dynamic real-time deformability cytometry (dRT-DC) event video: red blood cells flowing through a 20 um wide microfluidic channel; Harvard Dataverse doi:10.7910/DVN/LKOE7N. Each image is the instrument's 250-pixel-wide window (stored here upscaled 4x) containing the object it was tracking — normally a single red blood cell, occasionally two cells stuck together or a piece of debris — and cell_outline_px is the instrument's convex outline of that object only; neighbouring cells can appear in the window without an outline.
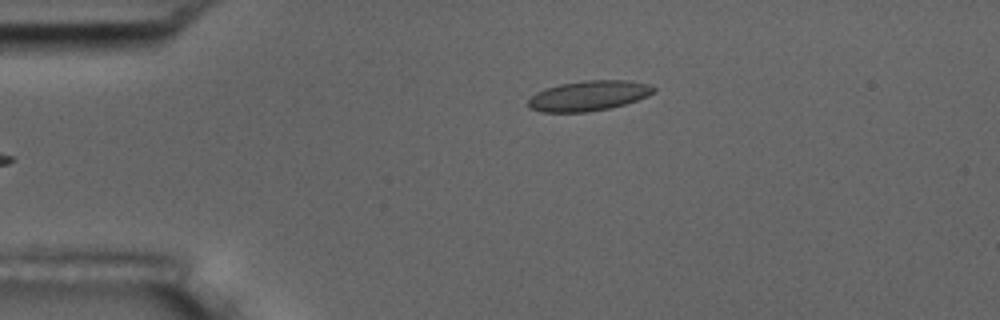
{"species": "common noctule bat (a hibernating species)", "species_latin": "Nyctalus noctula", "temperature_condition": "room temperature", "stored_images_in_passage": 6, "camera_frame_rate_fps": 3000, "um_per_image_px": 0.085, "animal": {"sex": "male", "body_mass_g": 17.5, "forearm_length_mm": 52.3}, "frame": {"image": 1, "passage_image": 6, "time_ms": 6.667, "image_size_px": [1000, 320], "cell_outline_px": [[656, 92], [648, 96], [624, 104], [608, 108], [588, 112], [540, 112], [528, 108], [528, 100], [536, 92], [544, 88], [560, 84], [584, 80], [632, 80], [648, 84], [656, 88]], "centroid_in_image_um": [50.03, 8.13], "position_along_channel_um": 35.0, "area_um2": 22.2}}